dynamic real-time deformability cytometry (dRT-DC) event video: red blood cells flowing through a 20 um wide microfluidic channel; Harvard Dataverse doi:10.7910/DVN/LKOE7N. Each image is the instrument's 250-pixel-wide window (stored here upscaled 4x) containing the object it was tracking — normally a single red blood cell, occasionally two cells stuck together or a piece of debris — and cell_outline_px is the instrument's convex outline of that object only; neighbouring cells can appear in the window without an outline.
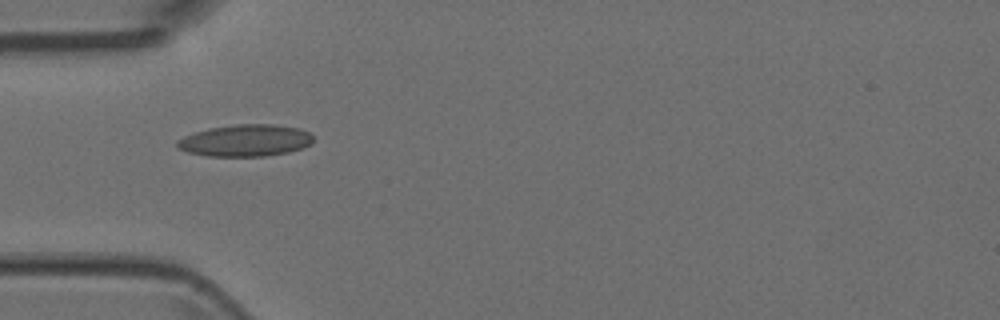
{"species": "Egyptian fruit bat (a non-hibernating species)", "species_latin": "Rousettus aegyptiacus", "temperature_condition": "room temperature", "stored_images_in_passage": 3, "camera_frame_rate_fps": 3000, "um_per_image_px": 0.085, "animal": {"sex": "female"}, "frame": {"image": 1, "passage_image": 1, "time_ms": 0.0, "image_size_px": [1000, 320], "cell_outline_px": [[312, 144], [288, 152], [264, 156], [208, 156], [188, 152], [176, 148], [176, 140], [184, 136], [208, 128], [236, 124], [272, 124], [300, 128], [308, 132], [312, 136]], "centroid_in_image_um": [20.83, 11.94], "position_along_channel_um": 64.2, "area_um2": 25.26}}
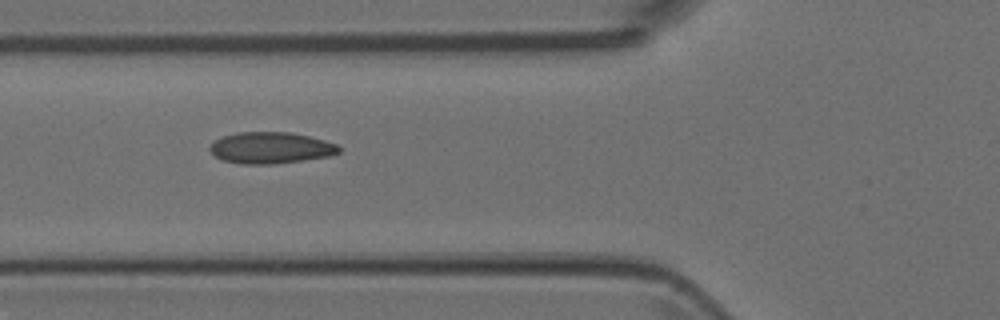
{"frame": {"image": 2, "passage_image": 2, "time_ms": 0.333, "image_size_px": [1000, 320], "cell_outline_px": [[340, 152], [328, 156], [272, 164], [240, 164], [224, 160], [216, 156], [208, 148], [216, 140], [224, 136], [236, 132], [292, 132], [324, 140], [336, 144], [340, 148]], "centroid_in_image_um": [23.01, 12.56], "position_along_channel_um": 102.8, "area_um2": 23.35}}
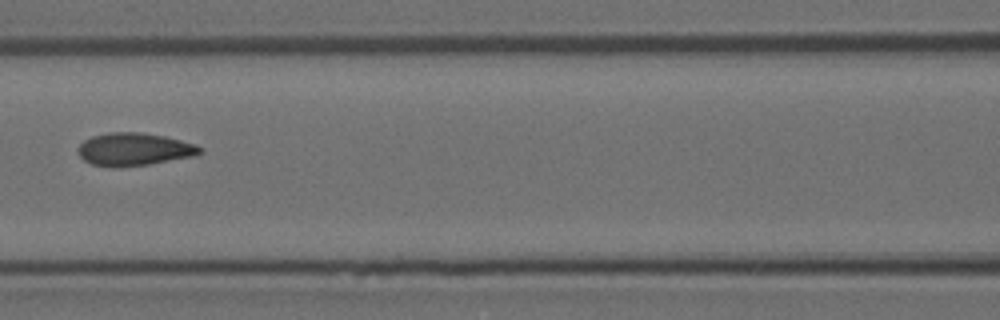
{"frame": {"image": 3, "passage_image": 3, "time_ms": 0.667, "image_size_px": [1000, 320], "cell_outline_px": [[204, 152], [196, 156], [148, 164], [116, 168], [112, 168], [92, 164], [84, 160], [80, 156], [76, 148], [84, 140], [92, 136], [108, 132], [140, 132], [164, 136], [196, 144], [204, 148]], "centroid_in_image_um": [11.41, 12.69], "position_along_channel_um": 155.2, "area_um2": 23.58}}